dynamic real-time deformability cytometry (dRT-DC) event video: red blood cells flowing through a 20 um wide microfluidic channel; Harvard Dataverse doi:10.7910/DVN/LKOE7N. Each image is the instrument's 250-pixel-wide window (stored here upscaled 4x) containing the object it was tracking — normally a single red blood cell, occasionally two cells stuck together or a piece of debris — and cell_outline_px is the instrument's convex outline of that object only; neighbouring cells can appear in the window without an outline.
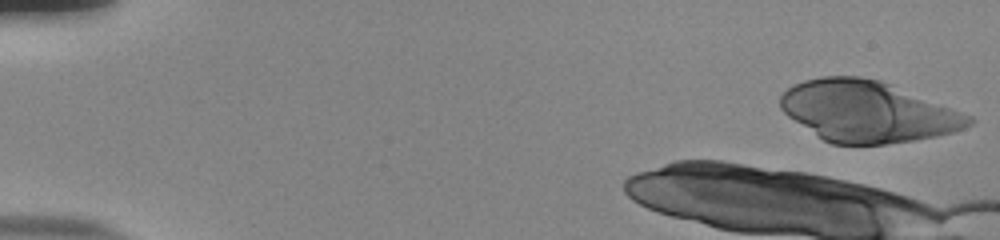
{"species": "human", "species_latin": "Homo sapiens", "temperature_condition": "room temperature", "stored_images_in_passage": 10, "camera_frame_rate_fps": 3000, "um_per_image_px": 0.085, "donor": {"sex": "male"}, "frame": {"image": 1, "passage_image": 1, "time_ms": 0.0, "image_size_px": [1000, 240], "cell_outline_px": [[976, 120], [972, 124], [964, 128], [952, 132], [936, 136], [916, 140], [884, 144], [832, 144], [824, 140], [788, 116], [780, 108], [780, 96], [792, 84], [804, 80], [820, 76], [860, 76], [880, 80], [972, 116]], "centroid_in_image_um": [73.72, 9.47], "position_along_channel_um": 11.3, "area_um2": 66.7}}